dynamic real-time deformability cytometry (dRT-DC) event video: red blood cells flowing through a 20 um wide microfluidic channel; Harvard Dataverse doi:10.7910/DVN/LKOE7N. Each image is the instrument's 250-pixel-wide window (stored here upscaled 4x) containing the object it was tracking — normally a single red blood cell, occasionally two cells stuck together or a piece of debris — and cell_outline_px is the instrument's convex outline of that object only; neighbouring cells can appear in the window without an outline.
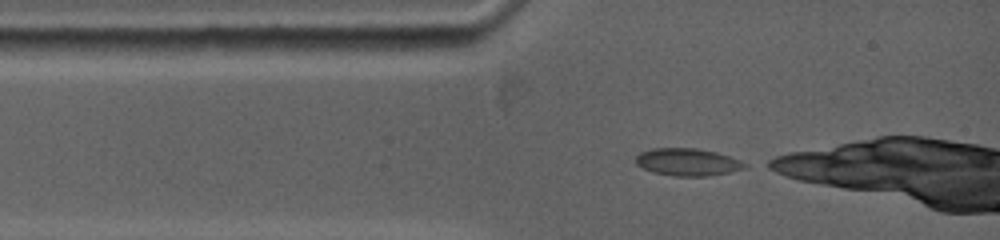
{"species": "common noctule bat (a hibernating species)", "species_latin": "Nyctalus noctula", "temperature_condition": "warm", "stored_images_in_passage": 7, "camera_frame_rate_fps": 5000, "um_per_image_px": 0.085, "animal": {"sex": "female", "body_mass_g": 19.0, "forearm_length_mm": 53.3}, "frame": {"image": 1, "passage_image": 1, "time_ms": 0.0, "image_size_px": [1000, 240], "cell_outline_px": [[748, 164], [744, 168], [728, 172], [708, 176], [676, 176], [652, 172], [636, 164], [636, 156], [640, 152], [652, 148], [696, 148], [716, 152], [728, 156]], "centroid_in_image_um": [58.41, 13.77], "position_along_channel_um": 26.6, "area_um2": 17.22}}
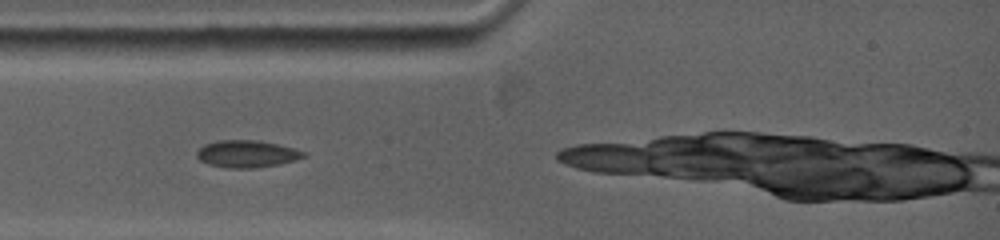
{"frame": {"image": 2, "passage_image": 6, "time_ms": 1.2, "image_size_px": [1000, 240], "cell_outline_px": [[304, 156], [296, 160], [280, 164], [252, 168], [232, 168], [208, 164], [200, 160], [196, 156], [196, 152], [204, 144], [220, 140], [256, 140], [276, 144], [292, 148], [304, 152]], "centroid_in_image_um": [20.94, 13.08], "position_along_channel_um": 64.1, "area_um2": 16.65}}